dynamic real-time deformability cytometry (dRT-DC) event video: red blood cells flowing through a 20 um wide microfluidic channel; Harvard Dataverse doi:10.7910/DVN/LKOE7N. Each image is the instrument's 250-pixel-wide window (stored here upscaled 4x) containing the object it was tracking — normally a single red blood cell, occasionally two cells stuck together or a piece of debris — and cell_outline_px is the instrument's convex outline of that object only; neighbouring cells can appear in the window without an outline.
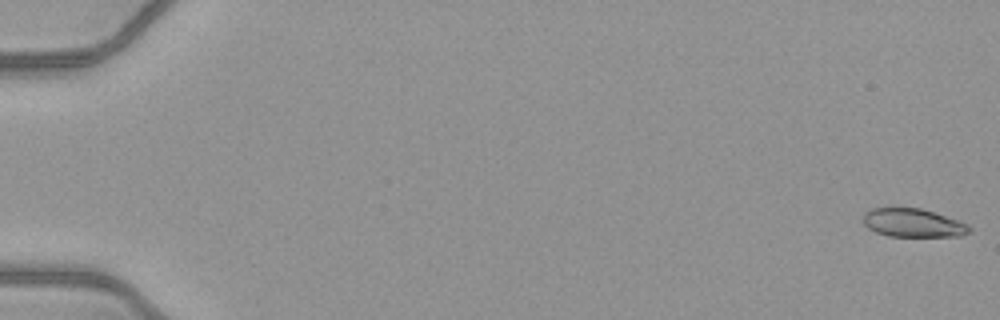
{"species": "common noctule bat (a hibernating species)", "species_latin": "Nyctalus noctula", "temperature_condition": "warm", "stored_images_in_passage": 13, "camera_frame_rate_fps": 3000, "um_per_image_px": 0.085, "animal": {"sex": "female", "body_mass_g": 21.9}, "frame": {"image": 1, "passage_image": 1, "time_ms": 0.0, "image_size_px": [1000, 320], "cell_outline_px": [[972, 232], [960, 236], [888, 236], [876, 232], [868, 228], [864, 224], [864, 212], [872, 208], [920, 208], [960, 220], [968, 224], [972, 228]], "centroid_in_image_um": [77.65, 18.95], "position_along_channel_um": 7.4, "area_um2": 17.69}}